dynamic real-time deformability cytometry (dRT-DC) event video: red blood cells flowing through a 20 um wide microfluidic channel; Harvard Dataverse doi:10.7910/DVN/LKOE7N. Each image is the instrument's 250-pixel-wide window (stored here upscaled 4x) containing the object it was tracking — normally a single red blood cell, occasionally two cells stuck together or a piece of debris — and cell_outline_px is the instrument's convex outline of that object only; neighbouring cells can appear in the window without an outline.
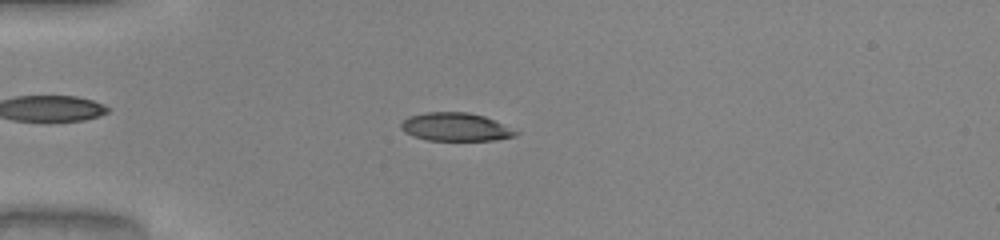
{"species": "common noctule bat (a hibernating species)", "species_latin": "Nyctalus noctula", "temperature_condition": "warm", "stored_images_in_passage": 51, "camera_frame_rate_fps": 3000, "um_per_image_px": 0.085, "animal": {"sex": "male", "body_mass_g": 20.0, "forearm_length_mm": 53.3}, "frame": {"image": 1, "passage_image": 14, "time_ms": 4.333, "image_size_px": [1000, 240], "cell_outline_px": [[520, 132], [516, 136], [496, 140], [428, 140], [412, 136], [404, 132], [400, 128], [400, 124], [408, 116], [428, 112], [468, 112], [484, 116]], "centroid_in_image_um": [38.7, 10.79], "position_along_channel_um": 46.3, "area_um2": 18.84}}
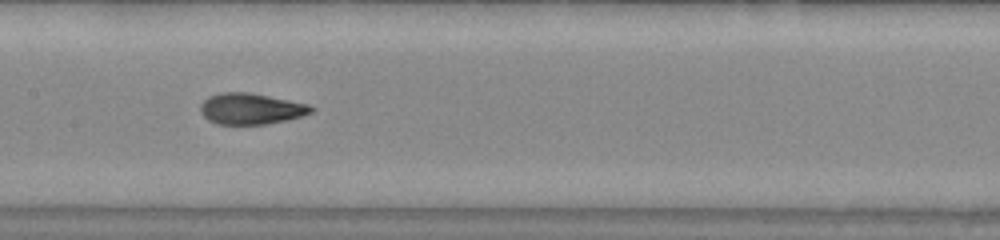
{"frame": {"image": 2, "passage_image": 26, "time_ms": 8.333, "image_size_px": [1000, 240], "cell_outline_px": [[316, 108], [312, 112], [288, 120], [264, 124], [216, 124], [208, 120], [200, 112], [200, 104], [208, 96], [220, 92], [248, 92], [308, 104]], "centroid_in_image_um": [21.3, 9.24], "position_along_channel_um": 186.1, "area_um2": 20.06}}
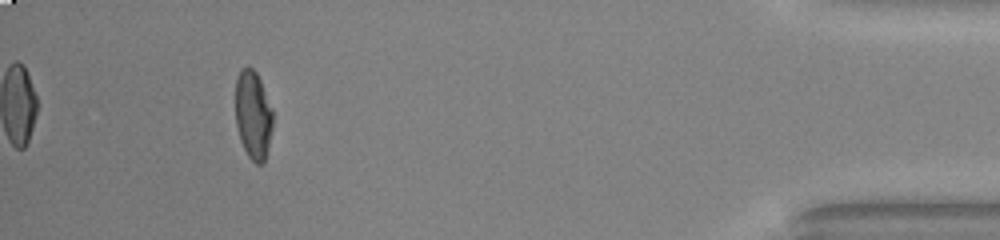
{"frame": {"image": 3, "passage_image": 47, "time_ms": 15.333, "image_size_px": [1000, 240], "cell_outline_px": [[272, 128], [268, 148], [264, 164], [256, 164], [248, 156], [240, 140], [236, 124], [236, 76], [240, 68], [248, 64], [256, 72], [260, 80], [272, 108]], "centroid_in_image_um": [21.51, 9.74], "position_along_channel_um": 413.7, "area_um2": 19.42}, "authors_computed_cell_mechanics": {"area_um2": 19.7676, "velocity_mm_per_s": 4.0908, "shape_relaxation_time_tau1_ms": 7.183, "shape_relaxation_time_tau2_ms": 0.875, "deformation_change_tau1": 0.3068, "deformation_change_tau2": 0.0718}}